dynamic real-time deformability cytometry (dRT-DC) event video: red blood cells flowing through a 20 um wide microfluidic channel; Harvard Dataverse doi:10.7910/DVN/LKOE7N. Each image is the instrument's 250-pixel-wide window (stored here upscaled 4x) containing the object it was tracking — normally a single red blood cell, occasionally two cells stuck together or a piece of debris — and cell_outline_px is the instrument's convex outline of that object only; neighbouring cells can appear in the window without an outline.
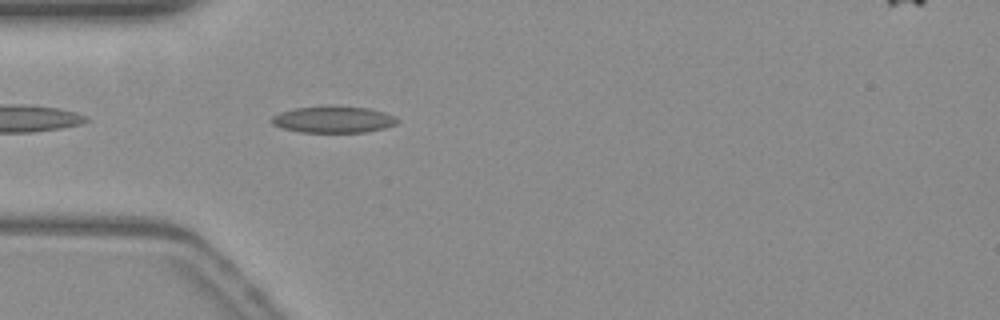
{"species": "common noctule bat (a hibernating species)", "species_latin": "Nyctalus noctula", "temperature_condition": "warm", "stored_images_in_passage": 37, "camera_frame_rate_fps": 3000, "um_per_image_px": 0.085, "animal": {"sex": "female", "body_mass_g": 19.3, "forearm_length_mm": 54.1}, "frame": {"image": 1, "passage_image": 3, "time_ms": 0.667, "image_size_px": [1000, 320], "cell_outline_px": [[400, 120], [396, 124], [384, 128], [364, 132], [300, 132], [280, 128], [272, 124], [272, 116], [280, 112], [296, 108], [328, 104], [368, 108], [384, 112]], "centroid_in_image_um": [28.31, 10.14], "position_along_channel_um": 56.7, "area_um2": 19.77}}
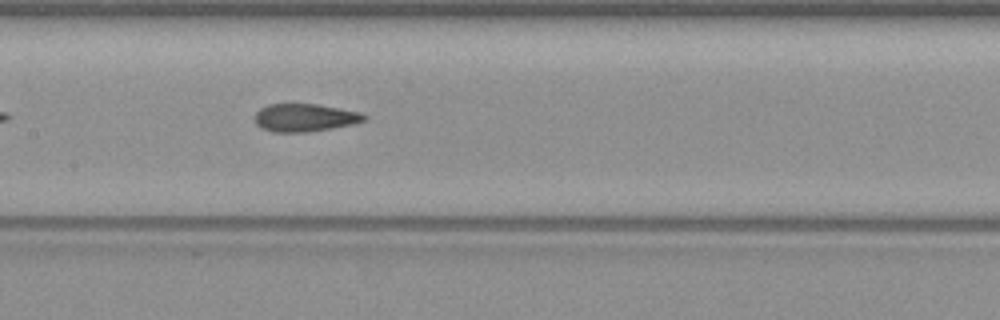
{"frame": {"image": 2, "passage_image": 13, "time_ms": 4.0, "image_size_px": [1000, 320], "cell_outline_px": [[368, 116], [364, 120], [356, 124], [308, 132], [272, 132], [256, 124], [256, 112], [260, 108], [268, 104], [316, 104], [360, 112]], "centroid_in_image_um": [25.93, 10.0], "position_along_channel_um": 181.5, "area_um2": 17.69}}
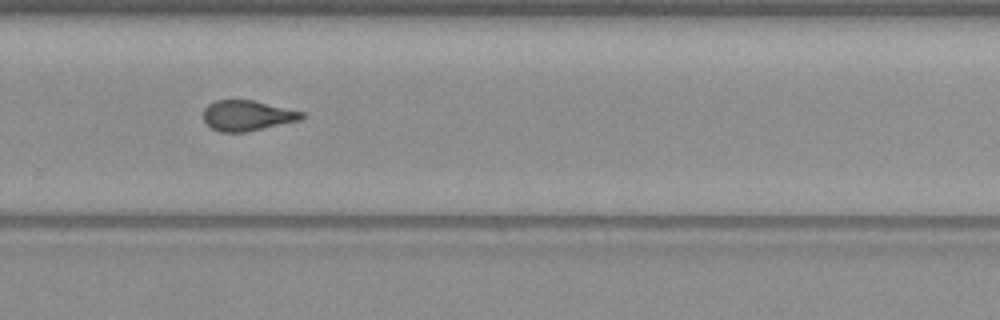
{"frame": {"image": 3, "passage_image": 23, "time_ms": 7.333, "image_size_px": [1000, 320], "cell_outline_px": [[308, 116], [300, 120], [244, 132], [220, 132], [212, 128], [204, 120], [204, 108], [208, 104], [216, 100], [252, 100], [304, 112]], "centroid_in_image_um": [21.03, 9.82], "position_along_channel_um": 308.8, "area_um2": 17.28}, "authors_computed_cell_mechanics": {"area_um2": 17.9758, "velocity_mm_per_s": 3.8399, "shape_relaxation_time_tau1_ms": null, "shape_relaxation_time_tau2_ms": 2.2024, "deformation_change_tau1": null, "deformation_change_tau2": 0.0865}}